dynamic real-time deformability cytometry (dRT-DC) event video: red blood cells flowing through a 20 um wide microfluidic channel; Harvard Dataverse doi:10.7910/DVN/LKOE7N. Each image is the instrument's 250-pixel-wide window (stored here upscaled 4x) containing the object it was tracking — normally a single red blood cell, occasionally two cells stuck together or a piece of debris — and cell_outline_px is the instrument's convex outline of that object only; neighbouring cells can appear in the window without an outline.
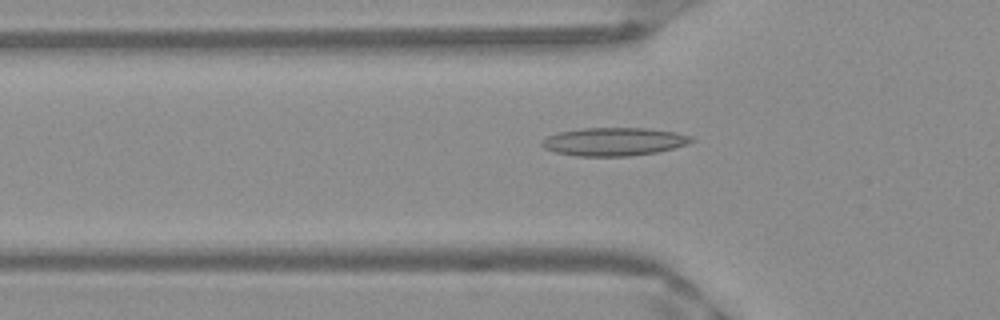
{"species": "Egyptian fruit bat (a non-hibernating species)", "species_latin": "Rousettus aegyptiacus", "temperature_condition": "warm", "stored_images_in_passage": 39, "camera_frame_rate_fps": 3000, "um_per_image_px": 0.085, "frame": {"image": 1, "passage_image": 5, "time_ms": 1.333, "image_size_px": [1000, 320], "cell_outline_px": [[696, 140], [688, 144], [656, 152], [628, 156], [576, 156], [556, 152], [544, 148], [540, 144], [548, 136], [560, 132], [584, 128], [644, 128], [676, 132], [692, 136]], "centroid_in_image_um": [52.21, 12.04], "position_along_channel_um": 73.6, "area_um2": 24.39}}
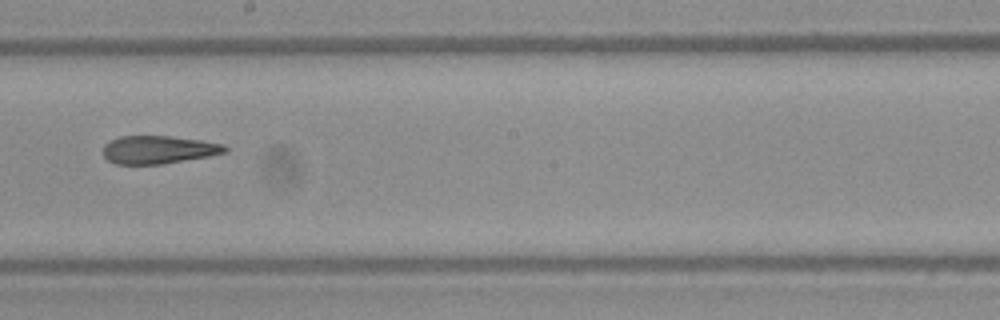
{"frame": {"image": 2, "passage_image": 17, "time_ms": 5.333, "image_size_px": [1000, 320], "cell_outline_px": [[228, 152], [208, 156], [164, 164], [116, 164], [108, 160], [104, 156], [104, 144], [120, 136], [172, 136], [200, 140], [224, 144], [228, 148]], "centroid_in_image_um": [13.49, 12.72], "position_along_channel_um": 234.7, "area_um2": 19.88}}
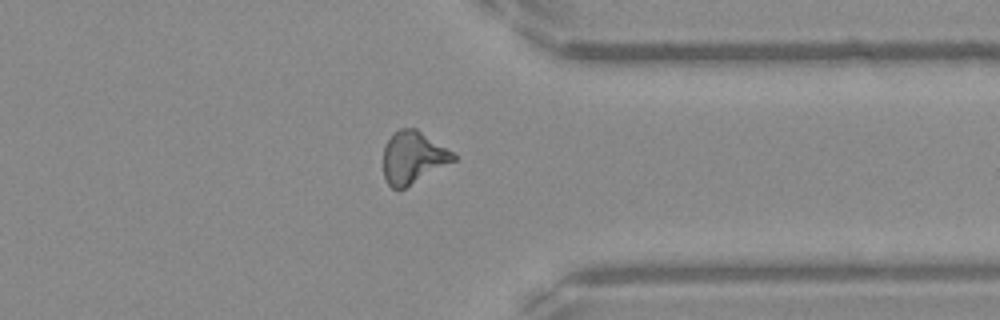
{"frame": {"image": 3, "passage_image": 28, "time_ms": 9.0, "image_size_px": [1000, 320], "cell_outline_px": [[456, 160], [404, 188], [392, 188], [388, 184], [384, 176], [384, 144], [400, 128], [416, 128], [452, 152], [456, 156]], "centroid_in_image_um": [35.1, 13.38], "position_along_channel_um": 376.3, "area_um2": 20.87}, "authors_computed_cell_mechanics": {"area_um2": 21.0392, "velocity_mm_per_s": 3.9995, "shape_relaxation_time_tau1_ms": null, "shape_relaxation_time_tau2_ms": 1.8641, "deformation_change_tau1": null, "deformation_change_tau2": 0.1118}}